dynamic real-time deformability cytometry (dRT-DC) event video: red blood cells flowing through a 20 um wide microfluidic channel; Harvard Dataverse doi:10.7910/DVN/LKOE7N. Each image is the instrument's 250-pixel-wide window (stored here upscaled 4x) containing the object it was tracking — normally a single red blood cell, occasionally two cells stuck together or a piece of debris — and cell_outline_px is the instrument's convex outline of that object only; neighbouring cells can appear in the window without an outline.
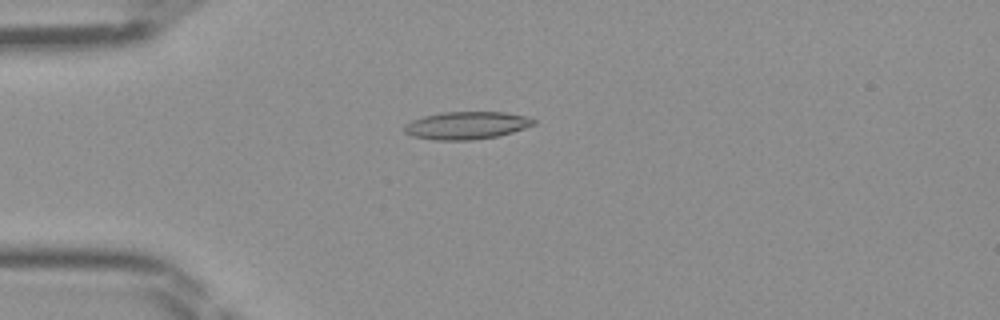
{"species": "Egyptian fruit bat (a non-hibernating species)", "species_latin": "Rousettus aegyptiacus", "temperature_condition": "room temperature", "stored_images_in_passage": 46, "camera_frame_rate_fps": 3000, "um_per_image_px": 0.085, "frame": {"image": 1, "passage_image": 12, "time_ms": 3.667, "image_size_px": [1000, 320], "cell_outline_px": [[536, 124], [512, 132], [496, 136], [472, 140], [436, 140], [412, 136], [404, 132], [404, 124], [412, 120], [424, 116], [444, 112], [504, 112], [528, 116], [536, 120]], "centroid_in_image_um": [39.66, 10.65], "position_along_channel_um": 45.3, "area_um2": 20.81}}
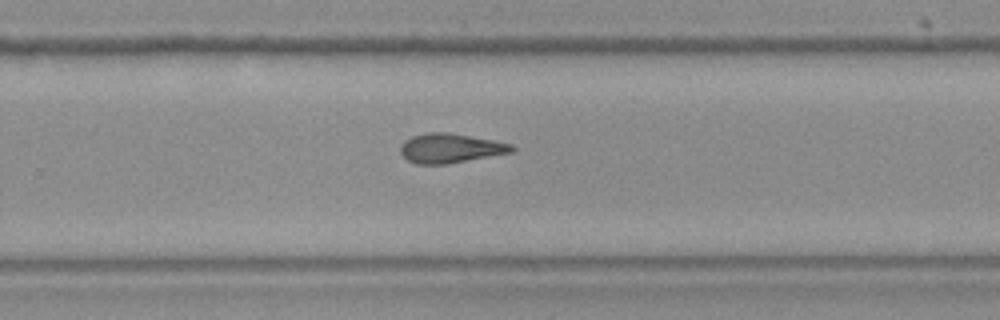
{"frame": {"image": 2, "passage_image": 30, "time_ms": 9.667, "image_size_px": [1000, 320], "cell_outline_px": [[516, 148], [512, 152], [448, 164], [416, 164], [408, 160], [400, 152], [400, 144], [404, 140], [412, 136], [424, 132], [448, 132], [492, 140], [512, 144]], "centroid_in_image_um": [38.25, 12.59], "position_along_channel_um": 291.6, "area_um2": 19.13}}
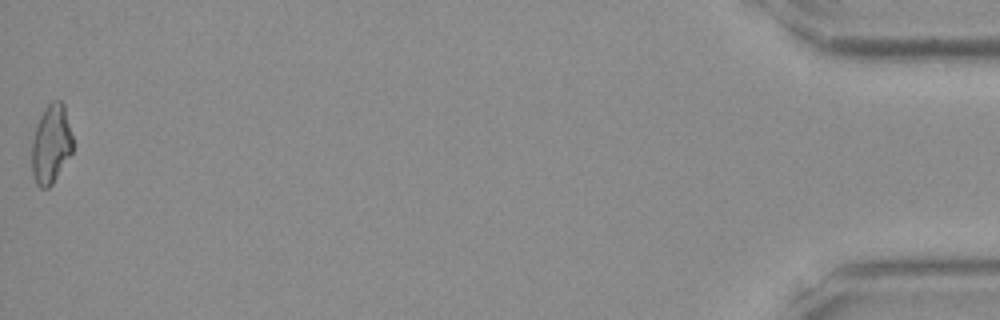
{"frame": {"image": 3, "passage_image": 46, "time_ms": 15.0, "image_size_px": [1000, 320], "cell_outline_px": [[72, 152], [52, 184], [48, 188], [40, 188], [36, 184], [32, 176], [32, 140], [36, 124], [44, 108], [52, 100], [60, 100], [64, 104], [72, 136]], "centroid_in_image_um": [4.32, 12.24], "position_along_channel_um": 430.9, "area_um2": 18.9}}